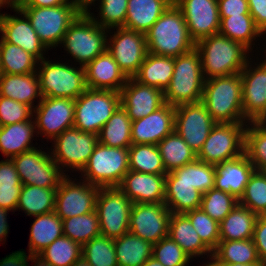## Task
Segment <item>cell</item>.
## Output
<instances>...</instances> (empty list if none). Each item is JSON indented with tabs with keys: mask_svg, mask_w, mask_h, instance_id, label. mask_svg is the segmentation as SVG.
Instances as JSON below:
<instances>
[{
	"mask_svg": "<svg viewBox=\"0 0 266 266\" xmlns=\"http://www.w3.org/2000/svg\"><path fill=\"white\" fill-rule=\"evenodd\" d=\"M152 246L149 241L130 232L114 239L118 266H142L152 257Z\"/></svg>",
	"mask_w": 266,
	"mask_h": 266,
	"instance_id": "e575fe53",
	"label": "cell"
},
{
	"mask_svg": "<svg viewBox=\"0 0 266 266\" xmlns=\"http://www.w3.org/2000/svg\"><path fill=\"white\" fill-rule=\"evenodd\" d=\"M128 171V148L107 147L98 143L81 171V180L100 188L118 187Z\"/></svg>",
	"mask_w": 266,
	"mask_h": 266,
	"instance_id": "52a82bcc",
	"label": "cell"
},
{
	"mask_svg": "<svg viewBox=\"0 0 266 266\" xmlns=\"http://www.w3.org/2000/svg\"><path fill=\"white\" fill-rule=\"evenodd\" d=\"M57 188H42L22 185L16 210H23L28 216H38L54 211Z\"/></svg>",
	"mask_w": 266,
	"mask_h": 266,
	"instance_id": "8d00e7d4",
	"label": "cell"
},
{
	"mask_svg": "<svg viewBox=\"0 0 266 266\" xmlns=\"http://www.w3.org/2000/svg\"><path fill=\"white\" fill-rule=\"evenodd\" d=\"M129 170L149 174H167L155 144H132L128 148Z\"/></svg>",
	"mask_w": 266,
	"mask_h": 266,
	"instance_id": "b9f144b4",
	"label": "cell"
},
{
	"mask_svg": "<svg viewBox=\"0 0 266 266\" xmlns=\"http://www.w3.org/2000/svg\"><path fill=\"white\" fill-rule=\"evenodd\" d=\"M261 30L256 26L250 14L231 15L220 18L219 34L242 43L252 52L256 39L261 35ZM257 37V38H256ZM253 43V44H252ZM253 45V47H252Z\"/></svg>",
	"mask_w": 266,
	"mask_h": 266,
	"instance_id": "74e56055",
	"label": "cell"
},
{
	"mask_svg": "<svg viewBox=\"0 0 266 266\" xmlns=\"http://www.w3.org/2000/svg\"><path fill=\"white\" fill-rule=\"evenodd\" d=\"M72 5H74L80 12L87 13L90 11L91 6L95 4L98 0H68Z\"/></svg>",
	"mask_w": 266,
	"mask_h": 266,
	"instance_id": "03108f58",
	"label": "cell"
},
{
	"mask_svg": "<svg viewBox=\"0 0 266 266\" xmlns=\"http://www.w3.org/2000/svg\"><path fill=\"white\" fill-rule=\"evenodd\" d=\"M252 239L260 261L266 266V215L257 217Z\"/></svg>",
	"mask_w": 266,
	"mask_h": 266,
	"instance_id": "11a10c76",
	"label": "cell"
},
{
	"mask_svg": "<svg viewBox=\"0 0 266 266\" xmlns=\"http://www.w3.org/2000/svg\"><path fill=\"white\" fill-rule=\"evenodd\" d=\"M109 29L99 26L88 13H80L66 31L61 44L74 62L85 67L107 50Z\"/></svg>",
	"mask_w": 266,
	"mask_h": 266,
	"instance_id": "5b68a950",
	"label": "cell"
},
{
	"mask_svg": "<svg viewBox=\"0 0 266 266\" xmlns=\"http://www.w3.org/2000/svg\"><path fill=\"white\" fill-rule=\"evenodd\" d=\"M166 174L129 170L118 188L132 203H164Z\"/></svg>",
	"mask_w": 266,
	"mask_h": 266,
	"instance_id": "603a6c76",
	"label": "cell"
},
{
	"mask_svg": "<svg viewBox=\"0 0 266 266\" xmlns=\"http://www.w3.org/2000/svg\"><path fill=\"white\" fill-rule=\"evenodd\" d=\"M250 15L253 17L256 26L266 30V0H247Z\"/></svg>",
	"mask_w": 266,
	"mask_h": 266,
	"instance_id": "91938a15",
	"label": "cell"
},
{
	"mask_svg": "<svg viewBox=\"0 0 266 266\" xmlns=\"http://www.w3.org/2000/svg\"><path fill=\"white\" fill-rule=\"evenodd\" d=\"M142 266H164V265L158 262L154 257H151Z\"/></svg>",
	"mask_w": 266,
	"mask_h": 266,
	"instance_id": "2644e50d",
	"label": "cell"
},
{
	"mask_svg": "<svg viewBox=\"0 0 266 266\" xmlns=\"http://www.w3.org/2000/svg\"><path fill=\"white\" fill-rule=\"evenodd\" d=\"M71 266H91L89 262L81 256L78 260H76Z\"/></svg>",
	"mask_w": 266,
	"mask_h": 266,
	"instance_id": "8c879c8a",
	"label": "cell"
},
{
	"mask_svg": "<svg viewBox=\"0 0 266 266\" xmlns=\"http://www.w3.org/2000/svg\"><path fill=\"white\" fill-rule=\"evenodd\" d=\"M11 210H6L0 207V242L6 241L9 232V225L7 222V213ZM4 239V240H3Z\"/></svg>",
	"mask_w": 266,
	"mask_h": 266,
	"instance_id": "be15d7a7",
	"label": "cell"
},
{
	"mask_svg": "<svg viewBox=\"0 0 266 266\" xmlns=\"http://www.w3.org/2000/svg\"><path fill=\"white\" fill-rule=\"evenodd\" d=\"M74 111V99L43 97L33 111L37 134L43 135L47 140H53L63 131L73 127Z\"/></svg>",
	"mask_w": 266,
	"mask_h": 266,
	"instance_id": "2e32d148",
	"label": "cell"
},
{
	"mask_svg": "<svg viewBox=\"0 0 266 266\" xmlns=\"http://www.w3.org/2000/svg\"><path fill=\"white\" fill-rule=\"evenodd\" d=\"M168 236L191 258L213 255V252L202 242L198 233L184 214H171Z\"/></svg>",
	"mask_w": 266,
	"mask_h": 266,
	"instance_id": "4dcf8cb0",
	"label": "cell"
},
{
	"mask_svg": "<svg viewBox=\"0 0 266 266\" xmlns=\"http://www.w3.org/2000/svg\"><path fill=\"white\" fill-rule=\"evenodd\" d=\"M131 124L127 111L120 105L100 130L99 143L107 147L129 148L132 145Z\"/></svg>",
	"mask_w": 266,
	"mask_h": 266,
	"instance_id": "d590c367",
	"label": "cell"
},
{
	"mask_svg": "<svg viewBox=\"0 0 266 266\" xmlns=\"http://www.w3.org/2000/svg\"><path fill=\"white\" fill-rule=\"evenodd\" d=\"M201 58L205 80L240 73L250 57V50L242 43L221 34H214L195 43Z\"/></svg>",
	"mask_w": 266,
	"mask_h": 266,
	"instance_id": "6da1fadb",
	"label": "cell"
},
{
	"mask_svg": "<svg viewBox=\"0 0 266 266\" xmlns=\"http://www.w3.org/2000/svg\"><path fill=\"white\" fill-rule=\"evenodd\" d=\"M157 147L167 173L197 159V154L175 130L160 141Z\"/></svg>",
	"mask_w": 266,
	"mask_h": 266,
	"instance_id": "f35d334b",
	"label": "cell"
},
{
	"mask_svg": "<svg viewBox=\"0 0 266 266\" xmlns=\"http://www.w3.org/2000/svg\"><path fill=\"white\" fill-rule=\"evenodd\" d=\"M84 70L89 89L120 92L128 80L108 50L95 57Z\"/></svg>",
	"mask_w": 266,
	"mask_h": 266,
	"instance_id": "d4e9b609",
	"label": "cell"
},
{
	"mask_svg": "<svg viewBox=\"0 0 266 266\" xmlns=\"http://www.w3.org/2000/svg\"><path fill=\"white\" fill-rule=\"evenodd\" d=\"M37 73L42 97L77 99L86 89L84 67L76 68L66 62L38 61Z\"/></svg>",
	"mask_w": 266,
	"mask_h": 266,
	"instance_id": "8992f818",
	"label": "cell"
},
{
	"mask_svg": "<svg viewBox=\"0 0 266 266\" xmlns=\"http://www.w3.org/2000/svg\"><path fill=\"white\" fill-rule=\"evenodd\" d=\"M216 122L199 101L175 106L174 130L198 154Z\"/></svg>",
	"mask_w": 266,
	"mask_h": 266,
	"instance_id": "e0dca14e",
	"label": "cell"
},
{
	"mask_svg": "<svg viewBox=\"0 0 266 266\" xmlns=\"http://www.w3.org/2000/svg\"><path fill=\"white\" fill-rule=\"evenodd\" d=\"M98 2L99 16L95 17L90 11L87 12L95 23L109 29V34H112L111 29L124 26L128 0H98Z\"/></svg>",
	"mask_w": 266,
	"mask_h": 266,
	"instance_id": "681fc988",
	"label": "cell"
},
{
	"mask_svg": "<svg viewBox=\"0 0 266 266\" xmlns=\"http://www.w3.org/2000/svg\"><path fill=\"white\" fill-rule=\"evenodd\" d=\"M67 2L68 0H27L24 7H55Z\"/></svg>",
	"mask_w": 266,
	"mask_h": 266,
	"instance_id": "6125c7cd",
	"label": "cell"
},
{
	"mask_svg": "<svg viewBox=\"0 0 266 266\" xmlns=\"http://www.w3.org/2000/svg\"><path fill=\"white\" fill-rule=\"evenodd\" d=\"M202 193L188 182H179L170 172L165 179L164 204L174 214H184L201 207Z\"/></svg>",
	"mask_w": 266,
	"mask_h": 266,
	"instance_id": "f546056e",
	"label": "cell"
},
{
	"mask_svg": "<svg viewBox=\"0 0 266 266\" xmlns=\"http://www.w3.org/2000/svg\"><path fill=\"white\" fill-rule=\"evenodd\" d=\"M0 186H22L12 159L0 161Z\"/></svg>",
	"mask_w": 266,
	"mask_h": 266,
	"instance_id": "6f0895ef",
	"label": "cell"
},
{
	"mask_svg": "<svg viewBox=\"0 0 266 266\" xmlns=\"http://www.w3.org/2000/svg\"><path fill=\"white\" fill-rule=\"evenodd\" d=\"M38 60L17 45L0 40V68L5 74L37 72Z\"/></svg>",
	"mask_w": 266,
	"mask_h": 266,
	"instance_id": "ab89813d",
	"label": "cell"
},
{
	"mask_svg": "<svg viewBox=\"0 0 266 266\" xmlns=\"http://www.w3.org/2000/svg\"><path fill=\"white\" fill-rule=\"evenodd\" d=\"M14 11L22 18L4 13L0 18V39L21 47L38 61L45 59L43 54L48 48L39 39L27 16L20 10Z\"/></svg>",
	"mask_w": 266,
	"mask_h": 266,
	"instance_id": "44dd1931",
	"label": "cell"
},
{
	"mask_svg": "<svg viewBox=\"0 0 266 266\" xmlns=\"http://www.w3.org/2000/svg\"><path fill=\"white\" fill-rule=\"evenodd\" d=\"M220 18L250 14L247 0H217Z\"/></svg>",
	"mask_w": 266,
	"mask_h": 266,
	"instance_id": "9f6ffc18",
	"label": "cell"
},
{
	"mask_svg": "<svg viewBox=\"0 0 266 266\" xmlns=\"http://www.w3.org/2000/svg\"><path fill=\"white\" fill-rule=\"evenodd\" d=\"M210 262L204 263L202 266H264L262 263H250V264H231L220 261L214 254L209 258Z\"/></svg>",
	"mask_w": 266,
	"mask_h": 266,
	"instance_id": "e7e4bbea",
	"label": "cell"
},
{
	"mask_svg": "<svg viewBox=\"0 0 266 266\" xmlns=\"http://www.w3.org/2000/svg\"><path fill=\"white\" fill-rule=\"evenodd\" d=\"M27 0H0L2 8L11 7V10H20L24 7ZM5 5V6H4Z\"/></svg>",
	"mask_w": 266,
	"mask_h": 266,
	"instance_id": "003e7915",
	"label": "cell"
},
{
	"mask_svg": "<svg viewBox=\"0 0 266 266\" xmlns=\"http://www.w3.org/2000/svg\"><path fill=\"white\" fill-rule=\"evenodd\" d=\"M174 72V57L147 54L133 78L145 85L157 87L163 91L170 84Z\"/></svg>",
	"mask_w": 266,
	"mask_h": 266,
	"instance_id": "1f68e13d",
	"label": "cell"
},
{
	"mask_svg": "<svg viewBox=\"0 0 266 266\" xmlns=\"http://www.w3.org/2000/svg\"><path fill=\"white\" fill-rule=\"evenodd\" d=\"M34 118L11 125L0 126V151L6 158L33 150L32 139L36 134Z\"/></svg>",
	"mask_w": 266,
	"mask_h": 266,
	"instance_id": "f1b7e54d",
	"label": "cell"
},
{
	"mask_svg": "<svg viewBox=\"0 0 266 266\" xmlns=\"http://www.w3.org/2000/svg\"><path fill=\"white\" fill-rule=\"evenodd\" d=\"M149 53L177 57L195 47L181 10L172 3L145 34Z\"/></svg>",
	"mask_w": 266,
	"mask_h": 266,
	"instance_id": "3957f363",
	"label": "cell"
},
{
	"mask_svg": "<svg viewBox=\"0 0 266 266\" xmlns=\"http://www.w3.org/2000/svg\"><path fill=\"white\" fill-rule=\"evenodd\" d=\"M247 123H216L210 131L197 158L218 165L244 154Z\"/></svg>",
	"mask_w": 266,
	"mask_h": 266,
	"instance_id": "30bf717a",
	"label": "cell"
},
{
	"mask_svg": "<svg viewBox=\"0 0 266 266\" xmlns=\"http://www.w3.org/2000/svg\"><path fill=\"white\" fill-rule=\"evenodd\" d=\"M53 266H71L82 256V246L66 236H61L40 253Z\"/></svg>",
	"mask_w": 266,
	"mask_h": 266,
	"instance_id": "bcb514c9",
	"label": "cell"
},
{
	"mask_svg": "<svg viewBox=\"0 0 266 266\" xmlns=\"http://www.w3.org/2000/svg\"><path fill=\"white\" fill-rule=\"evenodd\" d=\"M213 254L220 261L231 264L262 263L252 238L247 240L219 241Z\"/></svg>",
	"mask_w": 266,
	"mask_h": 266,
	"instance_id": "7bdbcfd3",
	"label": "cell"
},
{
	"mask_svg": "<svg viewBox=\"0 0 266 266\" xmlns=\"http://www.w3.org/2000/svg\"><path fill=\"white\" fill-rule=\"evenodd\" d=\"M29 260H33L34 266H53L39 254H31Z\"/></svg>",
	"mask_w": 266,
	"mask_h": 266,
	"instance_id": "a7ac6f4b",
	"label": "cell"
},
{
	"mask_svg": "<svg viewBox=\"0 0 266 266\" xmlns=\"http://www.w3.org/2000/svg\"><path fill=\"white\" fill-rule=\"evenodd\" d=\"M51 158L64 173L67 168L81 172L86 166L95 146L99 143L98 135L83 132L76 127L68 128L52 140ZM53 150V151H52Z\"/></svg>",
	"mask_w": 266,
	"mask_h": 266,
	"instance_id": "8fae6325",
	"label": "cell"
},
{
	"mask_svg": "<svg viewBox=\"0 0 266 266\" xmlns=\"http://www.w3.org/2000/svg\"><path fill=\"white\" fill-rule=\"evenodd\" d=\"M215 172V165L202 162L197 158L170 173L179 182H188L200 193L204 194L214 189Z\"/></svg>",
	"mask_w": 266,
	"mask_h": 266,
	"instance_id": "60d3db41",
	"label": "cell"
},
{
	"mask_svg": "<svg viewBox=\"0 0 266 266\" xmlns=\"http://www.w3.org/2000/svg\"><path fill=\"white\" fill-rule=\"evenodd\" d=\"M164 91L128 78L120 90V105L132 121L148 116L165 105Z\"/></svg>",
	"mask_w": 266,
	"mask_h": 266,
	"instance_id": "ffe728a7",
	"label": "cell"
},
{
	"mask_svg": "<svg viewBox=\"0 0 266 266\" xmlns=\"http://www.w3.org/2000/svg\"><path fill=\"white\" fill-rule=\"evenodd\" d=\"M201 102L216 123H248L243 115L241 74L204 81Z\"/></svg>",
	"mask_w": 266,
	"mask_h": 266,
	"instance_id": "7a4b0ae2",
	"label": "cell"
},
{
	"mask_svg": "<svg viewBox=\"0 0 266 266\" xmlns=\"http://www.w3.org/2000/svg\"><path fill=\"white\" fill-rule=\"evenodd\" d=\"M0 96L11 98L31 106L33 109L35 99L42 100L40 80L38 73L31 74H5L0 73ZM39 98V99H38Z\"/></svg>",
	"mask_w": 266,
	"mask_h": 266,
	"instance_id": "4316f807",
	"label": "cell"
},
{
	"mask_svg": "<svg viewBox=\"0 0 266 266\" xmlns=\"http://www.w3.org/2000/svg\"><path fill=\"white\" fill-rule=\"evenodd\" d=\"M184 215L190 220L202 242L213 252L220 241L219 222L201 208L188 211Z\"/></svg>",
	"mask_w": 266,
	"mask_h": 266,
	"instance_id": "816d5d0a",
	"label": "cell"
},
{
	"mask_svg": "<svg viewBox=\"0 0 266 266\" xmlns=\"http://www.w3.org/2000/svg\"><path fill=\"white\" fill-rule=\"evenodd\" d=\"M120 106V92L87 88L75 99L73 126L98 135Z\"/></svg>",
	"mask_w": 266,
	"mask_h": 266,
	"instance_id": "ba28073f",
	"label": "cell"
},
{
	"mask_svg": "<svg viewBox=\"0 0 266 266\" xmlns=\"http://www.w3.org/2000/svg\"><path fill=\"white\" fill-rule=\"evenodd\" d=\"M82 256L91 266H118L114 239L103 235L85 243L82 246Z\"/></svg>",
	"mask_w": 266,
	"mask_h": 266,
	"instance_id": "7dc6e473",
	"label": "cell"
},
{
	"mask_svg": "<svg viewBox=\"0 0 266 266\" xmlns=\"http://www.w3.org/2000/svg\"><path fill=\"white\" fill-rule=\"evenodd\" d=\"M238 203L239 200L230 193L214 188L202 194L200 208L220 223Z\"/></svg>",
	"mask_w": 266,
	"mask_h": 266,
	"instance_id": "f907efd6",
	"label": "cell"
},
{
	"mask_svg": "<svg viewBox=\"0 0 266 266\" xmlns=\"http://www.w3.org/2000/svg\"><path fill=\"white\" fill-rule=\"evenodd\" d=\"M244 154L256 171L266 169V124L248 122L245 130Z\"/></svg>",
	"mask_w": 266,
	"mask_h": 266,
	"instance_id": "f6af8a7d",
	"label": "cell"
},
{
	"mask_svg": "<svg viewBox=\"0 0 266 266\" xmlns=\"http://www.w3.org/2000/svg\"><path fill=\"white\" fill-rule=\"evenodd\" d=\"M204 81L200 54L195 47L174 57L172 79L164 91L165 103L178 106L201 101Z\"/></svg>",
	"mask_w": 266,
	"mask_h": 266,
	"instance_id": "277c9868",
	"label": "cell"
},
{
	"mask_svg": "<svg viewBox=\"0 0 266 266\" xmlns=\"http://www.w3.org/2000/svg\"><path fill=\"white\" fill-rule=\"evenodd\" d=\"M263 34L266 35V30L261 32V35H263ZM265 57H266V54H265ZM260 61H262L261 63H263L264 65H266V58L264 60H261L260 59Z\"/></svg>",
	"mask_w": 266,
	"mask_h": 266,
	"instance_id": "753ad0ef",
	"label": "cell"
},
{
	"mask_svg": "<svg viewBox=\"0 0 266 266\" xmlns=\"http://www.w3.org/2000/svg\"><path fill=\"white\" fill-rule=\"evenodd\" d=\"M182 12L190 38L200 39L218 34L220 15L217 0H174Z\"/></svg>",
	"mask_w": 266,
	"mask_h": 266,
	"instance_id": "d6986e66",
	"label": "cell"
},
{
	"mask_svg": "<svg viewBox=\"0 0 266 266\" xmlns=\"http://www.w3.org/2000/svg\"><path fill=\"white\" fill-rule=\"evenodd\" d=\"M113 30L116 31L108 36L107 50L125 75L128 78L133 77L148 54L146 36L124 27Z\"/></svg>",
	"mask_w": 266,
	"mask_h": 266,
	"instance_id": "5bb4252c",
	"label": "cell"
},
{
	"mask_svg": "<svg viewBox=\"0 0 266 266\" xmlns=\"http://www.w3.org/2000/svg\"><path fill=\"white\" fill-rule=\"evenodd\" d=\"M30 21L39 39L50 50L61 46L71 23L81 13L69 1L55 7H23L20 9Z\"/></svg>",
	"mask_w": 266,
	"mask_h": 266,
	"instance_id": "9c48e42d",
	"label": "cell"
},
{
	"mask_svg": "<svg viewBox=\"0 0 266 266\" xmlns=\"http://www.w3.org/2000/svg\"><path fill=\"white\" fill-rule=\"evenodd\" d=\"M22 186H0V207L16 211Z\"/></svg>",
	"mask_w": 266,
	"mask_h": 266,
	"instance_id": "680465c9",
	"label": "cell"
},
{
	"mask_svg": "<svg viewBox=\"0 0 266 266\" xmlns=\"http://www.w3.org/2000/svg\"><path fill=\"white\" fill-rule=\"evenodd\" d=\"M34 217L35 220L30 229L28 252L39 254L57 238L63 236V222L54 211Z\"/></svg>",
	"mask_w": 266,
	"mask_h": 266,
	"instance_id": "836d02e7",
	"label": "cell"
},
{
	"mask_svg": "<svg viewBox=\"0 0 266 266\" xmlns=\"http://www.w3.org/2000/svg\"><path fill=\"white\" fill-rule=\"evenodd\" d=\"M259 124H266V102L264 104L263 110L252 120Z\"/></svg>",
	"mask_w": 266,
	"mask_h": 266,
	"instance_id": "89a4df30",
	"label": "cell"
},
{
	"mask_svg": "<svg viewBox=\"0 0 266 266\" xmlns=\"http://www.w3.org/2000/svg\"><path fill=\"white\" fill-rule=\"evenodd\" d=\"M124 28L146 34L172 0H128Z\"/></svg>",
	"mask_w": 266,
	"mask_h": 266,
	"instance_id": "83f0119b",
	"label": "cell"
},
{
	"mask_svg": "<svg viewBox=\"0 0 266 266\" xmlns=\"http://www.w3.org/2000/svg\"><path fill=\"white\" fill-rule=\"evenodd\" d=\"M22 185L42 188H57L67 175L51 158V154L41 149H33L11 158Z\"/></svg>",
	"mask_w": 266,
	"mask_h": 266,
	"instance_id": "4fadbf2b",
	"label": "cell"
},
{
	"mask_svg": "<svg viewBox=\"0 0 266 266\" xmlns=\"http://www.w3.org/2000/svg\"><path fill=\"white\" fill-rule=\"evenodd\" d=\"M132 205L118 187H101L96 202L101 235L116 239L128 233Z\"/></svg>",
	"mask_w": 266,
	"mask_h": 266,
	"instance_id": "7c38bea8",
	"label": "cell"
},
{
	"mask_svg": "<svg viewBox=\"0 0 266 266\" xmlns=\"http://www.w3.org/2000/svg\"><path fill=\"white\" fill-rule=\"evenodd\" d=\"M1 7H2V5H1V3H0V9H1ZM2 15H3V13H0V18L2 17Z\"/></svg>",
	"mask_w": 266,
	"mask_h": 266,
	"instance_id": "34e18365",
	"label": "cell"
},
{
	"mask_svg": "<svg viewBox=\"0 0 266 266\" xmlns=\"http://www.w3.org/2000/svg\"><path fill=\"white\" fill-rule=\"evenodd\" d=\"M33 111L31 106L0 96V126L32 120Z\"/></svg>",
	"mask_w": 266,
	"mask_h": 266,
	"instance_id": "db71d44e",
	"label": "cell"
},
{
	"mask_svg": "<svg viewBox=\"0 0 266 266\" xmlns=\"http://www.w3.org/2000/svg\"><path fill=\"white\" fill-rule=\"evenodd\" d=\"M175 106L165 104L153 113L132 121V144L157 145L168 134L174 131Z\"/></svg>",
	"mask_w": 266,
	"mask_h": 266,
	"instance_id": "7402d4cb",
	"label": "cell"
},
{
	"mask_svg": "<svg viewBox=\"0 0 266 266\" xmlns=\"http://www.w3.org/2000/svg\"><path fill=\"white\" fill-rule=\"evenodd\" d=\"M171 214L164 203H133L129 232L155 244L168 236Z\"/></svg>",
	"mask_w": 266,
	"mask_h": 266,
	"instance_id": "ac0fdd59",
	"label": "cell"
},
{
	"mask_svg": "<svg viewBox=\"0 0 266 266\" xmlns=\"http://www.w3.org/2000/svg\"><path fill=\"white\" fill-rule=\"evenodd\" d=\"M239 204L258 216L266 215V175L263 171L255 170L250 176Z\"/></svg>",
	"mask_w": 266,
	"mask_h": 266,
	"instance_id": "c3c4849f",
	"label": "cell"
},
{
	"mask_svg": "<svg viewBox=\"0 0 266 266\" xmlns=\"http://www.w3.org/2000/svg\"><path fill=\"white\" fill-rule=\"evenodd\" d=\"M66 175L57 187L54 212L63 220L96 210L99 186ZM73 179V180H72Z\"/></svg>",
	"mask_w": 266,
	"mask_h": 266,
	"instance_id": "9a60e30c",
	"label": "cell"
},
{
	"mask_svg": "<svg viewBox=\"0 0 266 266\" xmlns=\"http://www.w3.org/2000/svg\"><path fill=\"white\" fill-rule=\"evenodd\" d=\"M26 251H15L12 254L7 255L5 258L0 260V266H28L30 253L26 255Z\"/></svg>",
	"mask_w": 266,
	"mask_h": 266,
	"instance_id": "94428289",
	"label": "cell"
},
{
	"mask_svg": "<svg viewBox=\"0 0 266 266\" xmlns=\"http://www.w3.org/2000/svg\"><path fill=\"white\" fill-rule=\"evenodd\" d=\"M251 62L250 58L240 72L243 115L248 121H252L263 110L266 102V65L260 61L253 63V66Z\"/></svg>",
	"mask_w": 266,
	"mask_h": 266,
	"instance_id": "cb8c5ba5",
	"label": "cell"
},
{
	"mask_svg": "<svg viewBox=\"0 0 266 266\" xmlns=\"http://www.w3.org/2000/svg\"><path fill=\"white\" fill-rule=\"evenodd\" d=\"M258 215L239 203L219 223L220 241L247 240L253 238Z\"/></svg>",
	"mask_w": 266,
	"mask_h": 266,
	"instance_id": "d6a6232c",
	"label": "cell"
},
{
	"mask_svg": "<svg viewBox=\"0 0 266 266\" xmlns=\"http://www.w3.org/2000/svg\"><path fill=\"white\" fill-rule=\"evenodd\" d=\"M152 257L164 266H188L192 260L169 236L153 244Z\"/></svg>",
	"mask_w": 266,
	"mask_h": 266,
	"instance_id": "f5cc1de1",
	"label": "cell"
},
{
	"mask_svg": "<svg viewBox=\"0 0 266 266\" xmlns=\"http://www.w3.org/2000/svg\"><path fill=\"white\" fill-rule=\"evenodd\" d=\"M215 169L214 188L230 193L238 200L243 196L246 184L255 171L245 154L215 165Z\"/></svg>",
	"mask_w": 266,
	"mask_h": 266,
	"instance_id": "484cf974",
	"label": "cell"
},
{
	"mask_svg": "<svg viewBox=\"0 0 266 266\" xmlns=\"http://www.w3.org/2000/svg\"><path fill=\"white\" fill-rule=\"evenodd\" d=\"M63 235L83 246L92 238L101 235L98 213L73 216L62 220Z\"/></svg>",
	"mask_w": 266,
	"mask_h": 266,
	"instance_id": "ee69618b",
	"label": "cell"
}]
</instances>
